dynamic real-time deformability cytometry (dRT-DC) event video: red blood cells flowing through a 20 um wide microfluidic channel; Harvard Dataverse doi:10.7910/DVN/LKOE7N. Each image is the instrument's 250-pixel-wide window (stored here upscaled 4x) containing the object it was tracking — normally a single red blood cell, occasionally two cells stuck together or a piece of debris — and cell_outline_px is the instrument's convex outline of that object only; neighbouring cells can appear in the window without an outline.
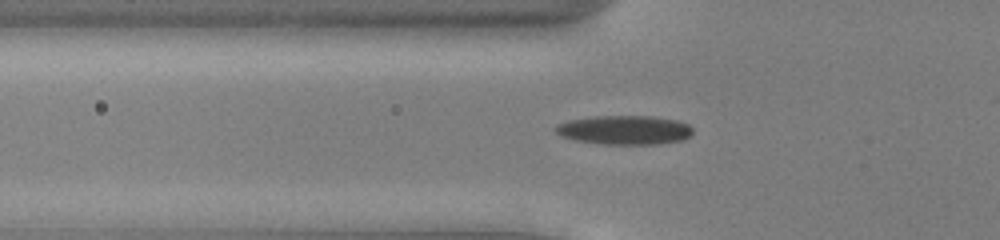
{"species": "common noctule bat (a hibernating species)", "species_latin": "Nyctalus noctula", "temperature_condition": "cold", "stored_images_in_passage": 53, "camera_frame_rate_fps": 3000, "um_per_image_px": 0.085, "animal": {"sex": "male", "body_mass_g": 13.0, "forearm_length_mm": 53.1}, "frame": {"image": 1, "passage_image": 19, "time_ms": 6.0, "image_size_px": [1000, 240], "cell_outline_px": [[692, 132], [684, 140], [660, 144], [600, 144], [576, 140], [560, 136], [556, 132], [556, 124], [572, 120], [596, 116], [652, 116], [676, 120], [688, 124], [692, 128]], "centroid_in_image_um": [53.1, 11.05], "position_along_channel_um": 72.7, "area_um2": 23.18}}
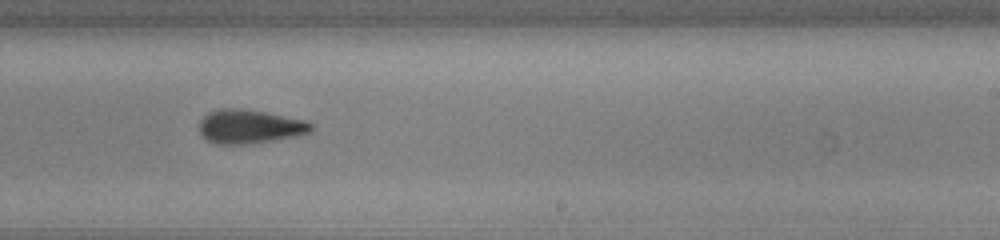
{"frame": {"image": 2, "passage_image": 34, "time_ms": 11.0, "image_size_px": [1000, 240], "cell_outline_px": [[312, 128], [308, 132], [292, 136], [272, 140], [244, 144], [216, 144], [208, 140], [200, 132], [200, 120], [208, 112], [220, 108], [236, 108], [264, 112], [308, 120], [312, 124]], "centroid_in_image_um": [21.19, 10.74], "position_along_channel_um": 267.8, "area_um2": 21.73}}
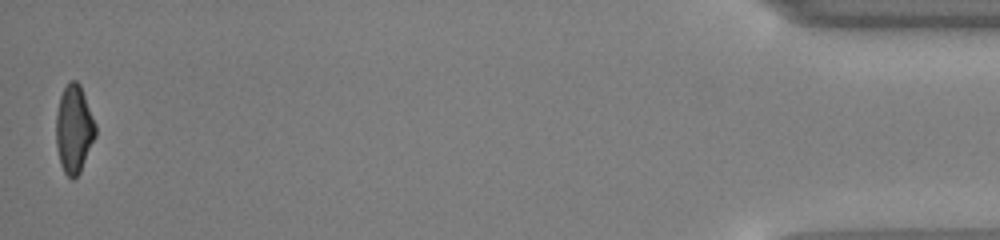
{"frame": {"image": 3, "passage_image": 53, "time_ms": 17.333, "image_size_px": [1000, 240], "cell_outline_px": [[96, 136], [80, 172], [72, 180], [64, 172], [60, 164], [56, 144], [56, 112], [60, 96], [68, 80], [76, 80], [80, 84], [96, 124]], "centroid_in_image_um": [6.28, 10.96], "position_along_channel_um": 428.9, "area_um2": 20.35}, "authors_computed_cell_mechanics": {"area_um2": 21.0392, "velocity_mm_per_s": 3.915, "shape_relaxation_time_tau1_ms": 2.8647, "shape_relaxation_time_tau2_ms": 3.9967, "deformation_change_tau1": 0.161, "deformation_change_tau2": 0.1301}}